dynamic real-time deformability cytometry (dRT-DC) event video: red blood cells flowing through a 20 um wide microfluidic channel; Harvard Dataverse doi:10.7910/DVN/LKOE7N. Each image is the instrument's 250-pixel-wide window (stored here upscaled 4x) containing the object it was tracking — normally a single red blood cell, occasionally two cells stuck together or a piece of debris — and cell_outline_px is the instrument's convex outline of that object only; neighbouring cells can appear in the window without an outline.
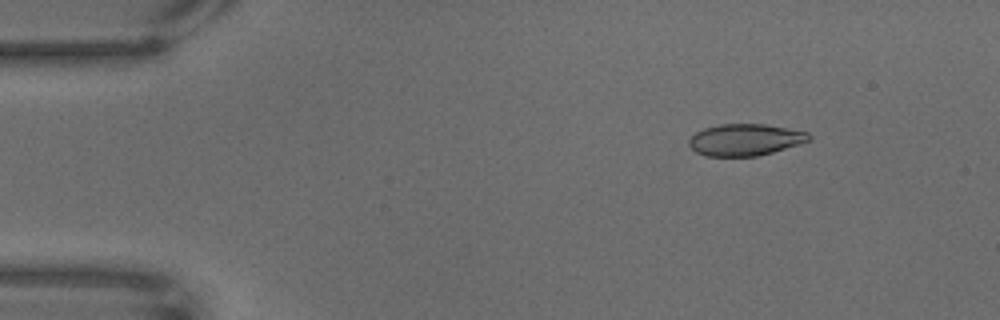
{"species": "common noctule bat (a hibernating species)", "species_latin": "Nyctalus noctula", "temperature_condition": "warm", "stored_images_in_passage": 60, "camera_frame_rate_fps": 3000, "um_per_image_px": 0.085, "animal": {"sex": "male", "body_mass_g": 18.8}, "frame": {"image": 1, "passage_image": 1, "time_ms": 0.0, "image_size_px": [1000, 320], "cell_outline_px": [[812, 136], [808, 140], [772, 152], [756, 156], [704, 156], [696, 152], [688, 144], [688, 140], [696, 132], [704, 128], [720, 124], [764, 124], [808, 132]], "centroid_in_image_um": [63.28, 11.88], "position_along_channel_um": 21.7, "area_um2": 21.91}}
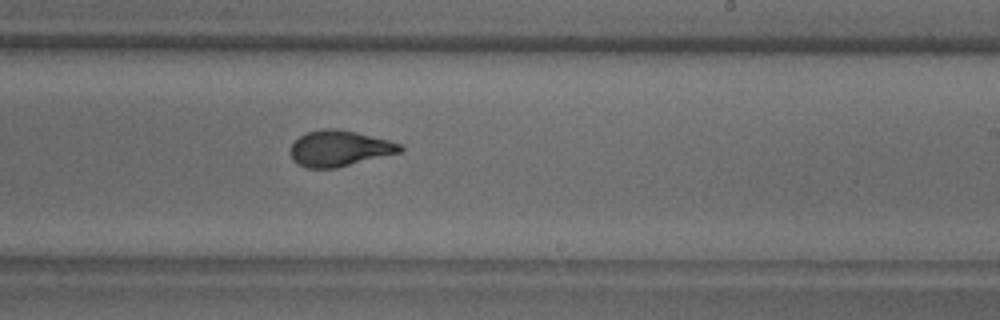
{"frame": {"image": 2, "passage_image": 33, "time_ms": 10.667, "image_size_px": [1000, 320], "cell_outline_px": [[404, 148], [400, 152], [336, 168], [308, 168], [292, 160], [288, 152], [292, 144], [300, 136], [308, 132], [320, 128], [336, 128], [356, 132], [388, 140], [400, 144]], "centroid_in_image_um": [28.81, 12.61], "position_along_channel_um": 260.2, "area_um2": 22.83}}
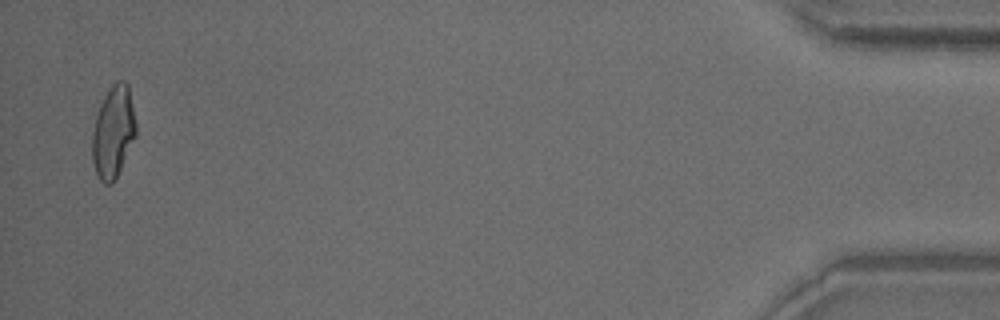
{"frame": {"image": 3, "passage_image": 58, "time_ms": 19.0, "image_size_px": [1000, 320], "cell_outline_px": [[136, 136], [112, 184], [104, 184], [100, 180], [96, 172], [92, 160], [92, 132], [96, 116], [100, 104], [104, 96], [112, 84], [116, 80], [124, 80], [128, 84], [136, 120]], "centroid_in_image_um": [9.63, 11.18], "position_along_channel_um": 425.6, "area_um2": 23.41}}